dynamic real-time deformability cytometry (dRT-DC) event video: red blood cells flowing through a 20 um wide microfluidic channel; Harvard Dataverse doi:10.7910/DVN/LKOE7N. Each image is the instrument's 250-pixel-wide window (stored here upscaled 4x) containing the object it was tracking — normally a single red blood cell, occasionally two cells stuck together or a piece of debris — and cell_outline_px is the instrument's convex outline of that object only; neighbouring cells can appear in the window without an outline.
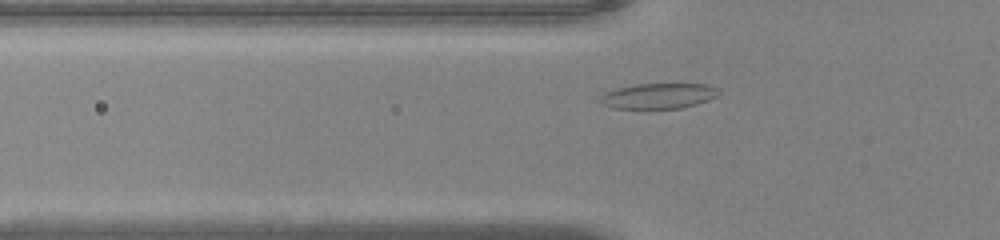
{"species": "common noctule bat (a hibernating species)", "species_latin": "Nyctalus noctula", "temperature_condition": "warm", "stored_images_in_passage": 40, "camera_frame_rate_fps": 3000, "um_per_image_px": 0.085, "animal": {"sex": "male", "body_mass_g": 20.0, "forearm_length_mm": 53.3}, "frame": {"image": 1, "passage_image": 7, "time_ms": 2.0, "image_size_px": [1000, 240], "cell_outline_px": [[720, 92], [716, 96], [708, 100], [696, 104], [680, 108], [612, 108], [600, 104], [600, 96], [604, 92], [616, 88], [632, 84], [704, 84], [720, 88]], "centroid_in_image_um": [55.94, 8.14], "position_along_channel_um": 69.9, "area_um2": 17.63}}
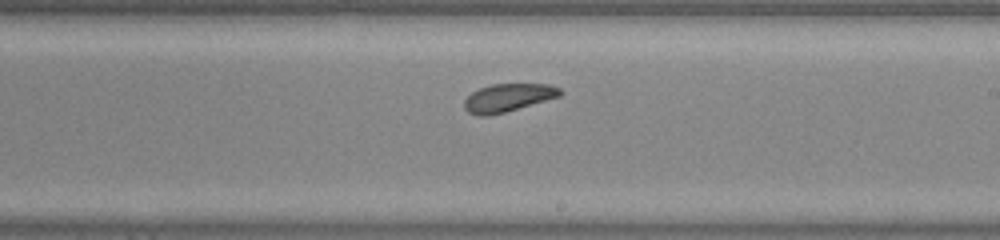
{"frame": {"image": 2, "passage_image": 20, "time_ms": 6.333, "image_size_px": [1000, 240], "cell_outline_px": [[564, 92], [560, 96], [504, 112], [488, 116], [476, 116], [468, 112], [464, 108], [464, 100], [472, 92], [480, 88], [492, 84], [548, 84], [560, 88]], "centroid_in_image_um": [43.16, 8.3], "position_along_channel_um": 245.8, "area_um2": 15.55}}
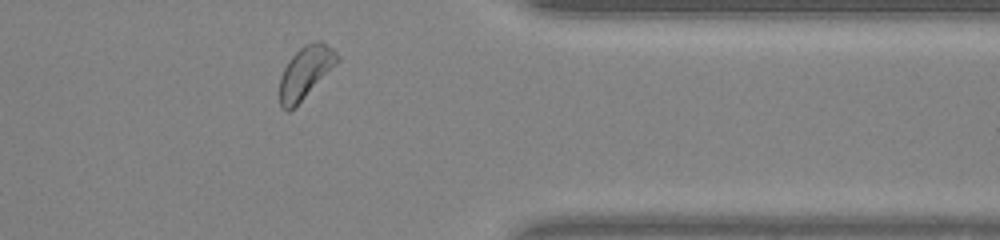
{"frame": {"image": 3, "passage_image": 31, "time_ms": 10.0, "image_size_px": [1000, 240], "cell_outline_px": [[340, 60], [288, 112], [284, 112], [280, 108], [280, 76], [288, 60], [304, 44], [312, 40], [320, 40], [332, 48], [340, 56]], "centroid_in_image_um": [25.95, 6.1], "position_along_channel_um": 385.5, "area_um2": 17.22}, "authors_computed_cell_mechanics": {"area_um2": 16.6753, "velocity_mm_per_s": 4.0838, "shape_relaxation_time_tau1_ms": 2.5389, "shape_relaxation_time_tau2_ms": 4.4781, "deformation_change_tau1": 0.0837, "deformation_change_tau2": 0.1209}}